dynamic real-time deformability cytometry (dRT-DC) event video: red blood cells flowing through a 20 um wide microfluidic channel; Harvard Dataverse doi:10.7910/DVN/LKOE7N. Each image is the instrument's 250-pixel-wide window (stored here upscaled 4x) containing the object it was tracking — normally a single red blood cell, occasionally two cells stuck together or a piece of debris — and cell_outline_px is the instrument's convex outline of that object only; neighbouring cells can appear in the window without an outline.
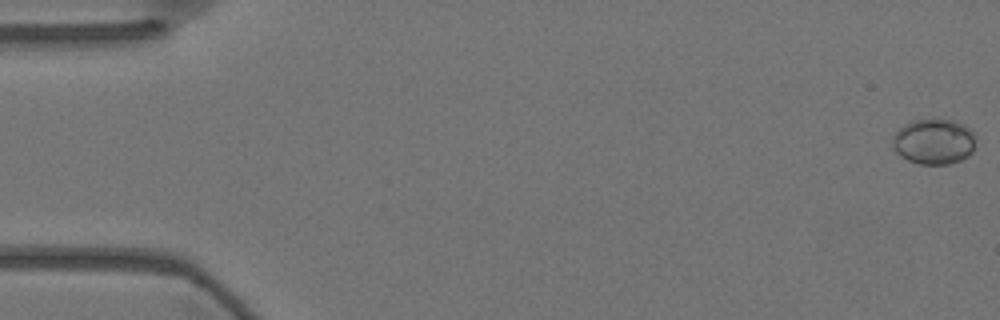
{"species": "Egyptian fruit bat (a non-hibernating species)", "species_latin": "Rousettus aegyptiacus", "temperature_condition": "warm", "stored_images_in_passage": 57, "camera_frame_rate_fps": 3000, "um_per_image_px": 0.085, "animal": {"sex": "female"}, "frame": {"image": 1, "passage_image": 1, "time_ms": 0.0, "image_size_px": [1000, 320], "cell_outline_px": [[976, 144], [972, 152], [968, 156], [960, 160], [948, 164], [920, 164], [908, 160], [900, 156], [892, 148], [892, 136], [904, 124], [912, 120], [932, 116], [956, 120], [964, 124], [972, 132], [976, 140]], "centroid_in_image_um": [79.37, 11.98], "position_along_channel_um": 5.6, "area_um2": 22.83}}
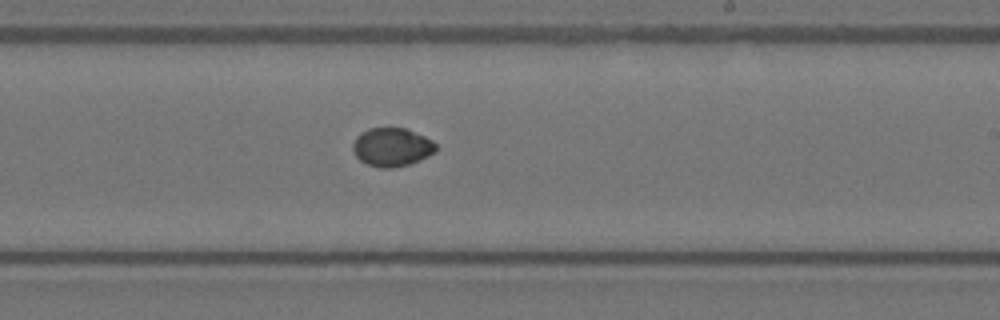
{"frame": {"image": 2, "passage_image": 34, "time_ms": 11.0, "image_size_px": [1000, 320], "cell_outline_px": [[436, 152], [420, 160], [408, 164], [392, 168], [380, 168], [368, 164], [360, 160], [352, 152], [352, 144], [356, 136], [360, 132], [368, 128], [404, 128], [424, 136], [432, 140], [436, 144]], "centroid_in_image_um": [33.28, 12.5], "position_along_channel_um": 255.7, "area_um2": 18.73}}
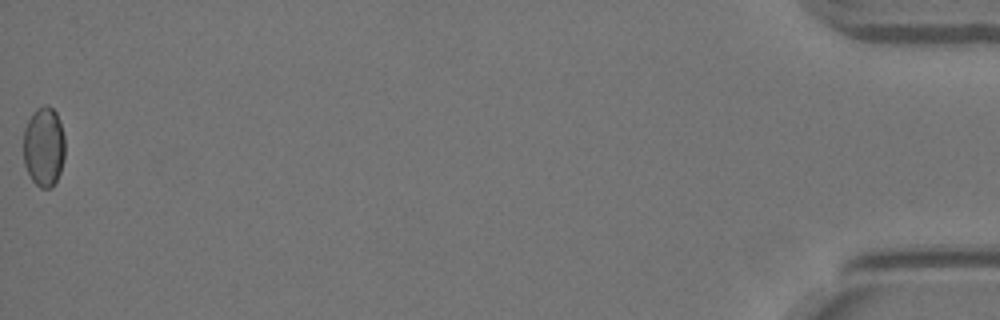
{"frame": {"image": 3, "passage_image": 57, "time_ms": 18.667, "image_size_px": [1000, 320], "cell_outline_px": [[64, 160], [60, 172], [52, 188], [40, 188], [32, 180], [24, 164], [24, 128], [32, 112], [36, 108], [44, 104], [52, 108], [56, 112], [60, 120], [64, 136]], "centroid_in_image_um": [3.73, 12.45], "position_along_channel_um": 431.5, "area_um2": 19.48}}